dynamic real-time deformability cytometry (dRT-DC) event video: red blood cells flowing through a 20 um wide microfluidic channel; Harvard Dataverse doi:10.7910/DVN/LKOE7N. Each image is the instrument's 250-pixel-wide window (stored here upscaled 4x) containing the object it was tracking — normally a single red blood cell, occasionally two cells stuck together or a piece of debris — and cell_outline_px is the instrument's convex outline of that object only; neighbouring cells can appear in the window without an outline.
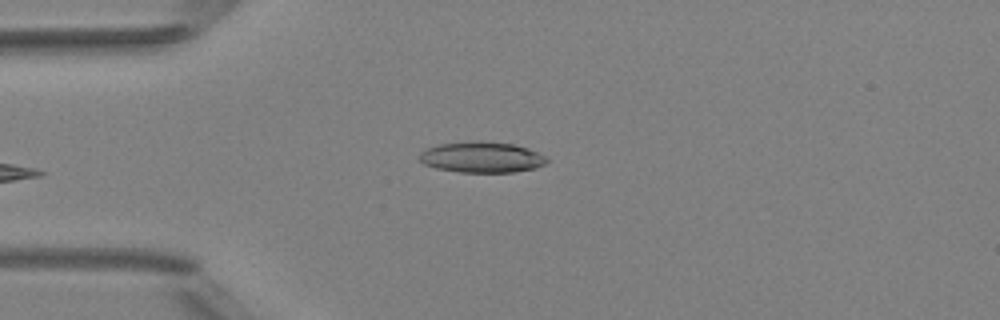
{"species": "Egyptian fruit bat (a non-hibernating species)", "species_latin": "Rousettus aegyptiacus", "temperature_condition": "room temperature", "stored_images_in_passage": 4, "camera_frame_rate_fps": 3000, "um_per_image_px": 0.085, "animal": {"sex": "female"}, "frame": {"image": 1, "passage_image": 4, "time_ms": 3.333, "image_size_px": [1000, 320], "cell_outline_px": [[548, 160], [544, 164], [536, 168], [512, 172], [460, 172], [436, 168], [424, 164], [420, 160], [420, 152], [428, 148], [440, 144], [476, 140], [480, 140], [512, 144], [528, 148], [548, 156]], "centroid_in_image_um": [40.98, 13.36], "position_along_channel_um": 44.0, "area_um2": 22.95}}